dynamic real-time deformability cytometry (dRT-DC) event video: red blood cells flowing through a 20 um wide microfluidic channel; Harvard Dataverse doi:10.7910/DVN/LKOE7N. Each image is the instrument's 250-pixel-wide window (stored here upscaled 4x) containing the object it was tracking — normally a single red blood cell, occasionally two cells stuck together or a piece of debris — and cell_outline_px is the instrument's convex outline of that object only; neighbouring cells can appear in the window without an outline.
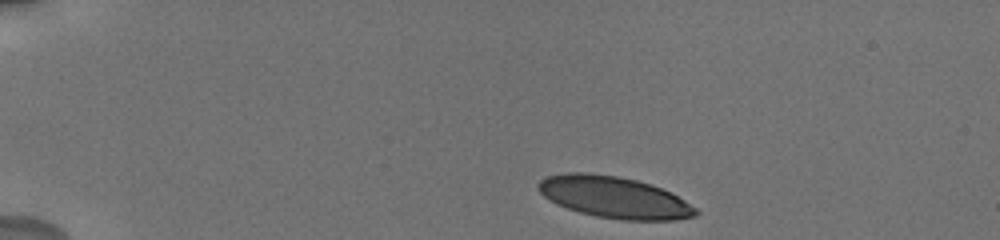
{"species": "human", "species_latin": "Homo sapiens", "temperature_condition": "cold", "stored_images_in_passage": 10, "camera_frame_rate_fps": 3000, "um_per_image_px": 0.085, "donor": {"sex": "male"}, "frame": {"image": 1, "passage_image": 1, "time_ms": 0.0, "image_size_px": [1000, 240], "cell_outline_px": [[700, 212], [696, 216], [672, 220], [620, 220], [596, 216], [580, 212], [556, 204], [544, 196], [536, 188], [536, 184], [544, 176], [564, 172], [588, 172], [620, 176], [636, 180], [660, 188], [684, 200], [696, 208]], "centroid_in_image_um": [52.15, 16.75], "position_along_channel_um": 32.9, "area_um2": 38.21}}